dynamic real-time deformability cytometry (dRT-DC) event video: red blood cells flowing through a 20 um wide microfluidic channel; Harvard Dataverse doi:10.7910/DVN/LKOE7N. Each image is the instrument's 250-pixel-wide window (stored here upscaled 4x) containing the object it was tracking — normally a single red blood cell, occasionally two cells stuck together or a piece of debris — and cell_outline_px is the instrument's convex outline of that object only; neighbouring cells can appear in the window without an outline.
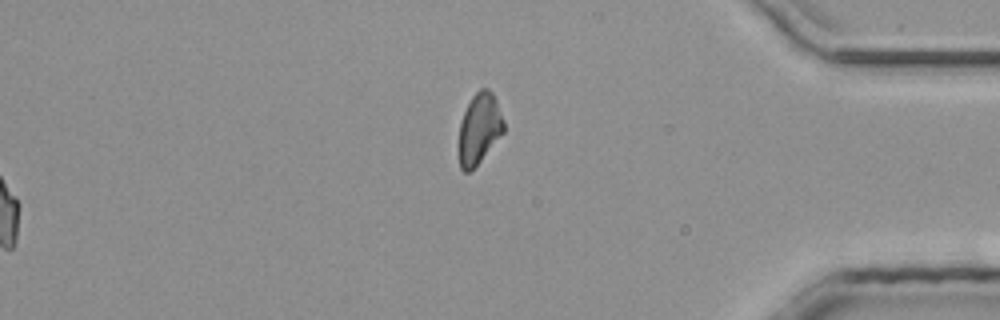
{"species": "common noctule bat (a hibernating species)", "species_latin": "Nyctalus noctula", "temperature_condition": "room temperature", "stored_images_in_passage": 41, "segment_of_instrument_passage": [2, 2], "camera_frame_rate_fps": 3000, "um_per_image_px": 0.085, "animal": {"sex": "male", "body_mass_g": 20.4}, "frame": {"image": 1, "passage_image": 41, "time_ms": 13.333, "image_size_px": [1000, 320], "cell_outline_px": [[504, 132], [480, 160], [468, 172], [464, 172], [460, 168], [456, 152], [456, 144], [460, 124], [464, 112], [472, 96], [480, 88], [488, 88], [492, 92], [496, 100], [504, 120]], "centroid_in_image_um": [40.69, 10.95], "position_along_channel_um": 394.5, "area_um2": 18.79}}